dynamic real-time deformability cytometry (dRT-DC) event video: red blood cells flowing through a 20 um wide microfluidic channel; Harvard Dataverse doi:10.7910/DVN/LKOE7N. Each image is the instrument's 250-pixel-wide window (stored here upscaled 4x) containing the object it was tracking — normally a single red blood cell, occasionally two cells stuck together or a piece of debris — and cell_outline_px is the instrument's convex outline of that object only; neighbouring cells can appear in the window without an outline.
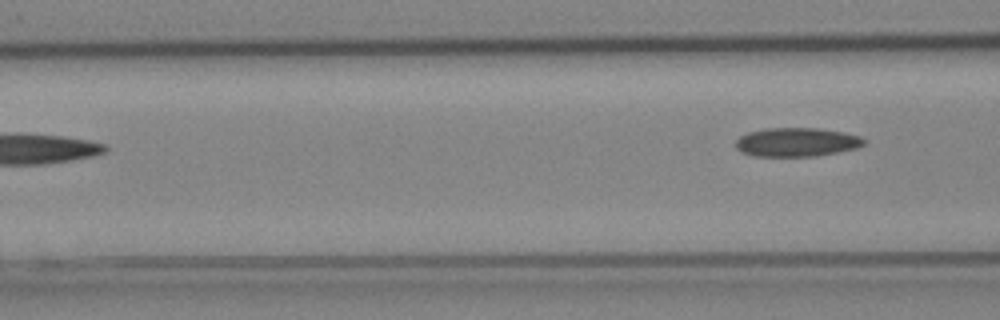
{"species": "Egyptian fruit bat (a non-hibernating species)", "species_latin": "Rousettus aegyptiacus", "temperature_condition": "cold", "stored_images_in_passage": 3, "camera_frame_rate_fps": 3000, "um_per_image_px": 0.085, "animal": {"sex": "female"}, "frame": {"image": 1, "passage_image": 3, "time_ms": 0.667, "image_size_px": [1000, 320], "cell_outline_px": [[864, 144], [856, 148], [816, 156], [752, 156], [740, 152], [736, 148], [736, 140], [740, 136], [748, 132], [768, 128], [820, 128], [844, 132], [860, 136], [864, 140]], "centroid_in_image_um": [67.68, 12.08], "position_along_channel_um": 98.9, "area_um2": 21.56}}